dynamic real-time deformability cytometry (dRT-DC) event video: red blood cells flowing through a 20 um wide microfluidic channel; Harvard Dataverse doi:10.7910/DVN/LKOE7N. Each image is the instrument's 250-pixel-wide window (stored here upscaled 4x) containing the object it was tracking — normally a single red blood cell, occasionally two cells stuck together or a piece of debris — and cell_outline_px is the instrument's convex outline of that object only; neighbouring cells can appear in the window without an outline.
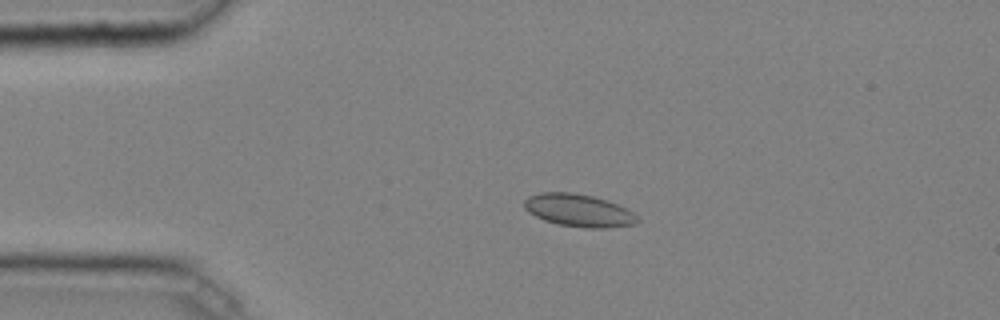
{"species": "common noctule bat (a hibernating species)", "species_latin": "Nyctalus noctula", "temperature_condition": "cold", "stored_images_in_passage": 40, "camera_frame_rate_fps": 3000, "um_per_image_px": 0.085, "animal": {"sex": "male", "body_mass_g": 20.4}, "frame": {"image": 1, "passage_image": 3, "time_ms": 0.667, "image_size_px": [1000, 320], "cell_outline_px": [[640, 220], [636, 224], [604, 228], [584, 228], [560, 224], [544, 220], [528, 212], [524, 208], [524, 200], [528, 196], [540, 192], [572, 192], [592, 196], [616, 204], [632, 212]], "centroid_in_image_um": [49.15, 17.88], "position_along_channel_um": 35.8, "area_um2": 21.33}}
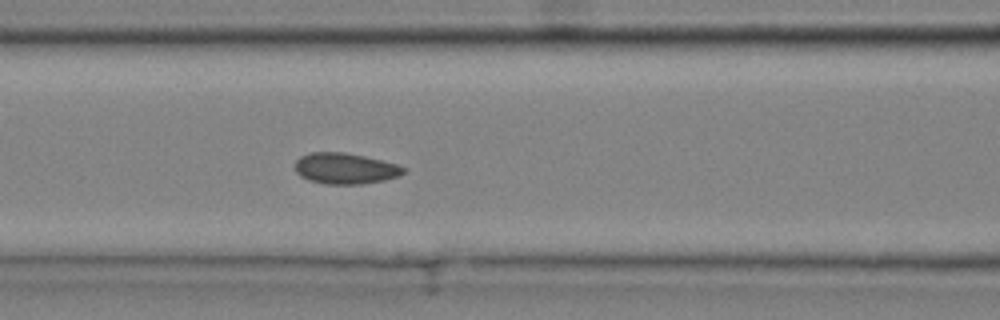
{"frame": {"image": 2, "passage_image": 13, "time_ms": 4.0, "image_size_px": [1000, 320], "cell_outline_px": [[408, 168], [400, 176], [384, 180], [360, 184], [324, 184], [308, 180], [300, 176], [296, 172], [296, 160], [300, 156], [312, 152], [344, 152], [364, 156], [396, 164]], "centroid_in_image_um": [29.34, 14.32], "position_along_channel_um": 137.3, "area_um2": 19.59}}
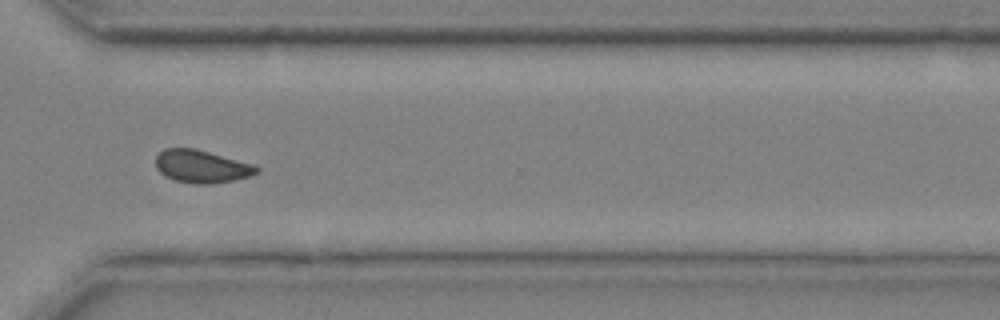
{"frame": {"image": 3, "passage_image": 29, "time_ms": 9.333, "image_size_px": [1000, 320], "cell_outline_px": [[260, 172], [236, 180], [212, 184], [196, 184], [176, 180], [164, 176], [156, 168], [156, 156], [164, 148], [196, 148], [256, 164], [260, 168]], "centroid_in_image_um": [17.18, 14.14], "position_along_channel_um": 353.4, "area_um2": 19.59}, "authors_computed_cell_mechanics": {"area_um2": 19.3052, "velocity_mm_per_s": 4.0426, "shape_relaxation_time_tau1_ms": null, "shape_relaxation_time_tau2_ms": 1.6863, "deformation_change_tau1": null, "deformation_change_tau2": 0.0407}}